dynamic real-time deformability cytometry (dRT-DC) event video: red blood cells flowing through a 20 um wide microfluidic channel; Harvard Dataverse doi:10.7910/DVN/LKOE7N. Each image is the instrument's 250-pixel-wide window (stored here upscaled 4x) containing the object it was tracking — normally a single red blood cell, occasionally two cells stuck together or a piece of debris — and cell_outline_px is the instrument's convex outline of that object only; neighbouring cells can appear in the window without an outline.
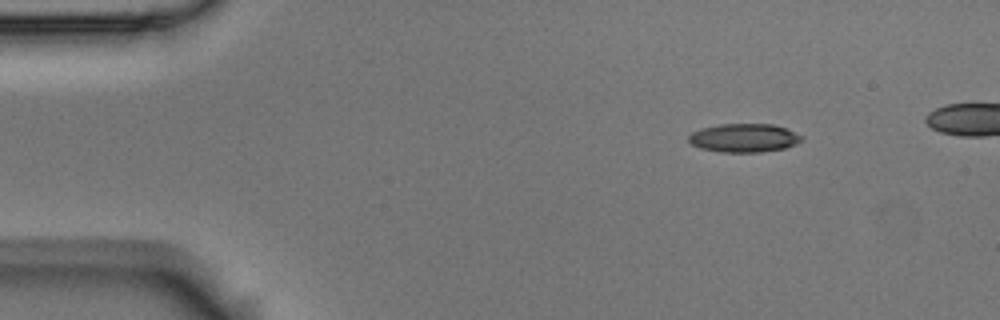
{"species": "Egyptian fruit bat (a non-hibernating species)", "species_latin": "Rousettus aegyptiacus", "temperature_condition": "room temperature", "stored_images_in_passage": 6, "camera_frame_rate_fps": 3000, "um_per_image_px": 0.085, "animal": {"sex": "male"}, "frame": {"image": 1, "passage_image": 1, "time_ms": 0.0, "image_size_px": [1000, 320], "cell_outline_px": [[804, 140], [796, 144], [784, 148], [760, 152], [720, 152], [700, 148], [692, 144], [688, 140], [688, 136], [692, 132], [700, 128], [720, 124], [772, 124], [784, 128], [804, 136]], "centroid_in_image_um": [63.24, 11.72], "position_along_channel_um": 21.8, "area_um2": 18.84}}
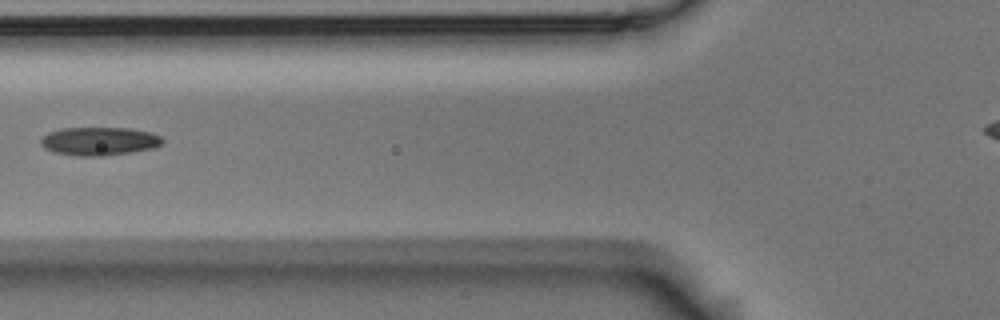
{"frame": {"image": 2, "passage_image": 5, "time_ms": 1.333, "image_size_px": [1000, 320], "cell_outline_px": [[164, 144], [152, 148], [104, 156], [80, 156], [52, 152], [44, 148], [40, 144], [40, 140], [48, 132], [64, 128], [128, 128], [148, 132], [160, 136], [164, 140]], "centroid_in_image_um": [8.41, 12.0], "position_along_channel_um": 117.4, "area_um2": 20.0}}
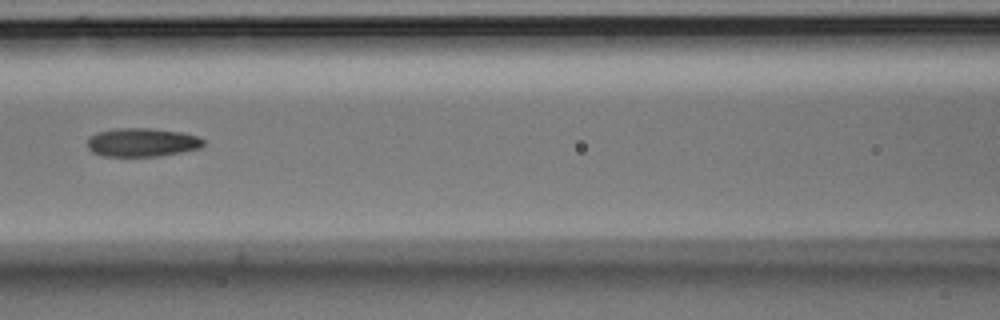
{"frame": {"image": 3, "passage_image": 6, "time_ms": 1.667, "image_size_px": [1000, 320], "cell_outline_px": [[204, 144], [200, 148], [160, 156], [104, 156], [92, 152], [88, 148], [88, 136], [96, 132], [116, 128], [148, 128], [180, 132], [196, 136], [204, 140]], "centroid_in_image_um": [12.03, 12.1], "position_along_channel_um": 154.6, "area_um2": 19.31}}